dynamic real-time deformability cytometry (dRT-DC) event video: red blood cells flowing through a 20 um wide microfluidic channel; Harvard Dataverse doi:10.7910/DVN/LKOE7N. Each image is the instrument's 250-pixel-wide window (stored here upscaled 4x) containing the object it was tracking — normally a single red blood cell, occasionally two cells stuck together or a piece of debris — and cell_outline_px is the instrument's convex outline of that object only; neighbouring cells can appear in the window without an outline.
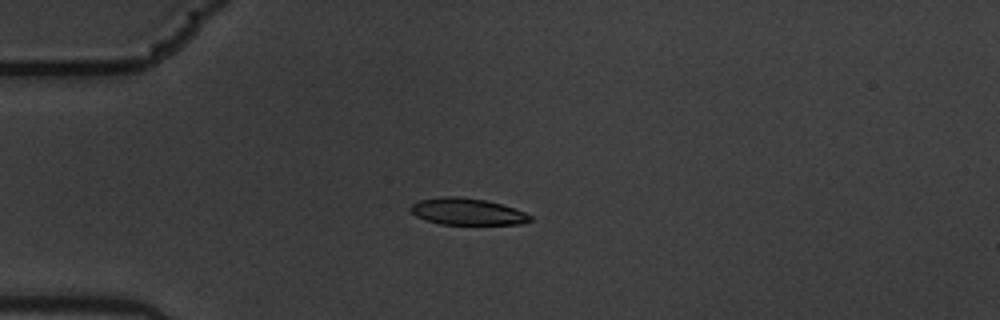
{"species": "common noctule bat (a hibernating species)", "species_latin": "Nyctalus noctula", "temperature_condition": "warm", "stored_images_in_passage": 13, "camera_frame_rate_fps": 3000, "um_per_image_px": 0.085, "animal": {"sex": "male", "body_mass_g": 19.5, "forearm_length_mm": 54.6}, "frame": {"image": 1, "passage_image": 5, "time_ms": 1.333, "image_size_px": [1000, 320], "cell_outline_px": [[532, 220], [520, 224], [440, 224], [416, 216], [408, 208], [412, 204], [420, 200], [440, 196], [460, 196], [484, 200], [500, 204], [524, 212], [532, 216]], "centroid_in_image_um": [39.69, 17.98], "position_along_channel_um": 45.3, "area_um2": 18.44}}
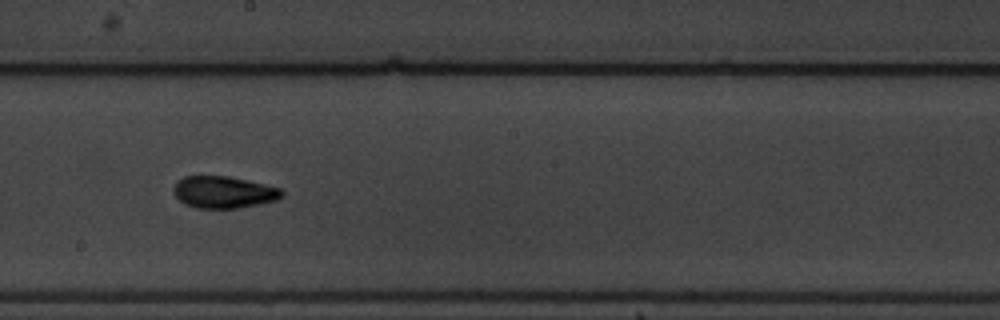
{"frame": {"image": 2, "passage_image": 10, "time_ms": 3.0, "image_size_px": [1000, 320], "cell_outline_px": [[284, 196], [276, 200], [260, 204], [236, 208], [196, 208], [184, 204], [176, 196], [172, 188], [176, 180], [184, 176], [228, 176], [264, 184], [280, 188], [284, 192]], "centroid_in_image_um": [18.99, 16.33], "position_along_channel_um": 229.2, "area_um2": 20.23}}
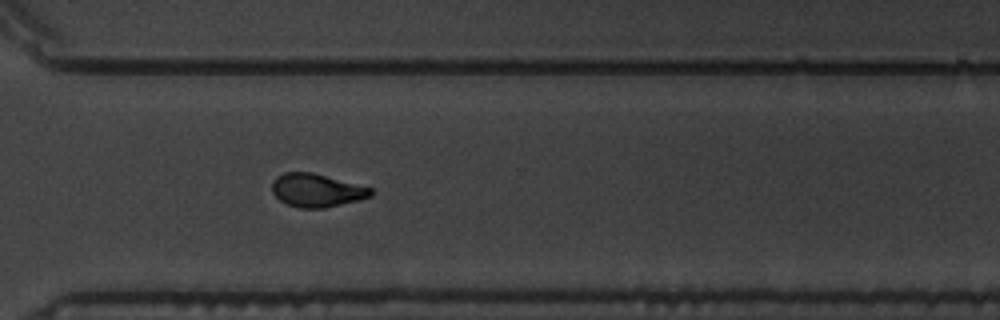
{"frame": {"image": 3, "passage_image": 13, "time_ms": 4.0, "image_size_px": [1000, 320], "cell_outline_px": [[376, 192], [372, 196], [324, 208], [300, 208], [288, 204], [280, 200], [272, 192], [272, 180], [276, 176], [284, 172], [312, 172], [372, 188]], "centroid_in_image_um": [26.9, 16.16], "position_along_channel_um": 343.7, "area_um2": 19.07}}